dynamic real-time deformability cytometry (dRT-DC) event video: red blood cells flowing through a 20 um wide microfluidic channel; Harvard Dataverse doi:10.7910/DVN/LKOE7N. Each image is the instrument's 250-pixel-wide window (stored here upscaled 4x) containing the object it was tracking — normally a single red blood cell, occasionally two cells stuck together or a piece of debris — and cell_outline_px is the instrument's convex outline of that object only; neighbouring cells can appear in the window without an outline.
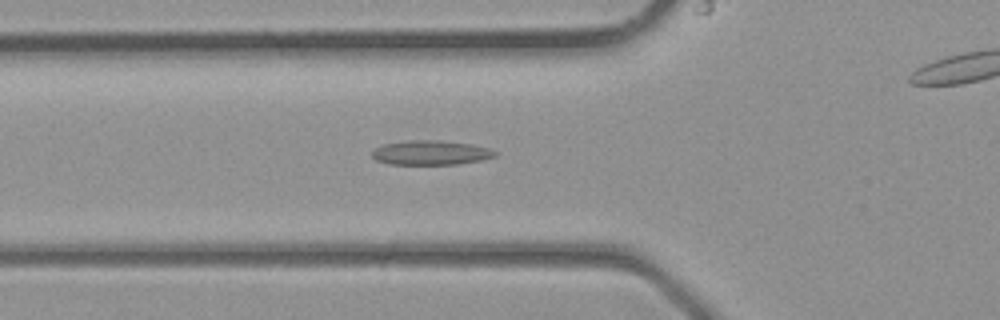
{"species": "common noctule bat (a hibernating species)", "species_latin": "Nyctalus noctula", "temperature_condition": "room temperature", "stored_images_in_passage": 36, "camera_frame_rate_fps": 3000, "um_per_image_px": 0.085, "animal": {"sex": "male", "body_mass_g": 23.1, "forearm_length_mm": 52.7}, "frame": {"image": 1, "passage_image": 13, "time_ms": 4.0, "image_size_px": [1000, 320], "cell_outline_px": [[496, 156], [484, 160], [456, 164], [388, 164], [376, 160], [372, 156], [372, 152], [376, 148], [384, 144], [408, 140], [440, 140], [472, 144], [488, 148], [496, 152]], "centroid_in_image_um": [36.63, 12.98], "position_along_channel_um": 89.2, "area_um2": 17.51}}
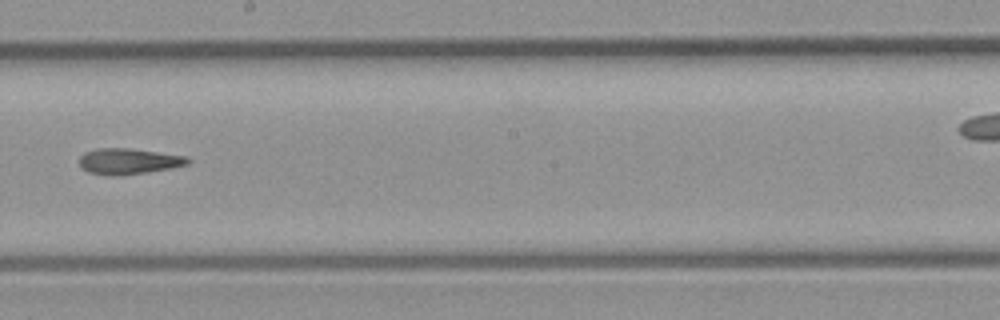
{"frame": {"image": 2, "passage_image": 21, "time_ms": 6.667, "image_size_px": [1000, 320], "cell_outline_px": [[192, 160], [188, 164], [172, 168], [148, 172], [112, 176], [108, 176], [88, 172], [80, 164], [80, 156], [84, 152], [96, 148], [128, 148], [188, 156]], "centroid_in_image_um": [10.96, 13.7], "position_along_channel_um": 237.2, "area_um2": 16.42}}
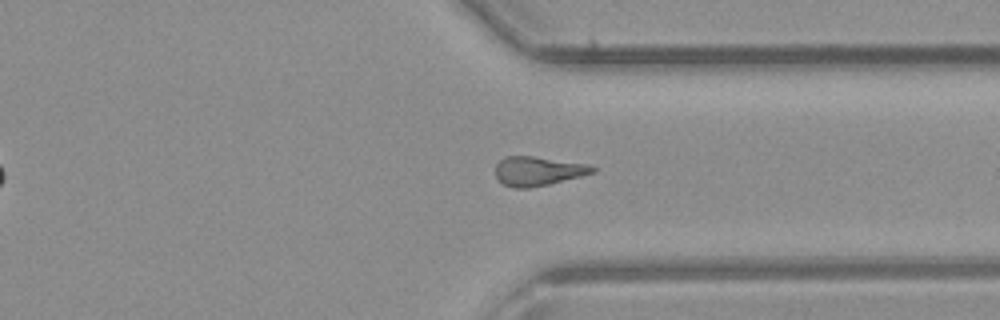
{"frame": {"image": 3, "passage_image": 28, "time_ms": 9.0, "image_size_px": [1000, 320], "cell_outline_px": [[596, 172], [548, 184], [528, 188], [516, 188], [504, 184], [496, 176], [496, 164], [504, 156], [532, 156], [588, 164], [596, 168]], "centroid_in_image_um": [45.73, 14.53], "position_along_channel_um": 365.7, "area_um2": 16.3}}